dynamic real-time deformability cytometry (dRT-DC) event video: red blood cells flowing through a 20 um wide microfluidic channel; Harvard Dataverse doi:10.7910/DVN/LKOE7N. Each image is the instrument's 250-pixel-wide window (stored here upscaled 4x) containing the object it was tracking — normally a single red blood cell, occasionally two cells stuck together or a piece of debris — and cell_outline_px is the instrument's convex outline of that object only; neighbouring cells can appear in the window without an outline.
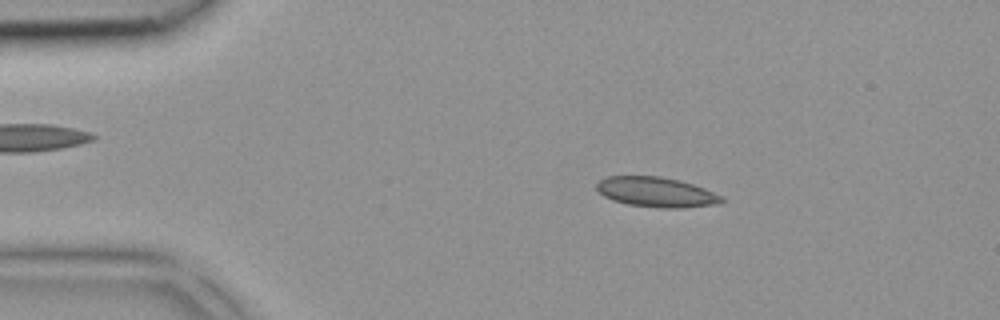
{"species": "common noctule bat (a hibernating species)", "species_latin": "Nyctalus noctula", "temperature_condition": "room temperature", "stored_images_in_passage": 40, "camera_frame_rate_fps": 3000, "um_per_image_px": 0.085, "animal": {"sex": "female", "body_mass_g": 18.4}, "frame": {"image": 1, "passage_image": 6, "time_ms": 1.667, "image_size_px": [1000, 320], "cell_outline_px": [[724, 200], [720, 204], [684, 208], [660, 208], [628, 204], [612, 200], [604, 196], [596, 188], [596, 184], [600, 180], [608, 176], [660, 176], [680, 180], [704, 188], [724, 196]], "centroid_in_image_um": [55.82, 16.33], "position_along_channel_um": 29.2, "area_um2": 21.96}}
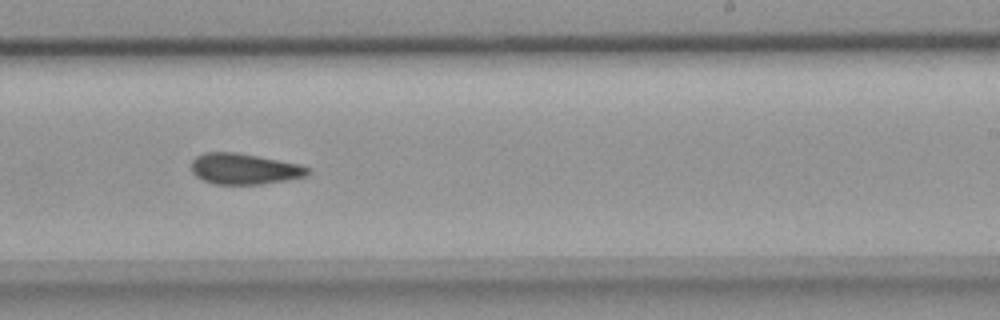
{"frame": {"image": 2, "passage_image": 24, "time_ms": 7.667, "image_size_px": [1000, 320], "cell_outline_px": [[308, 172], [304, 176], [284, 180], [260, 184], [216, 184], [204, 180], [196, 176], [192, 172], [192, 160], [196, 156], [204, 152], [236, 152], [300, 164], [308, 168]], "centroid_in_image_um": [20.71, 14.34], "position_along_channel_um": 268.3, "area_um2": 20.63}}
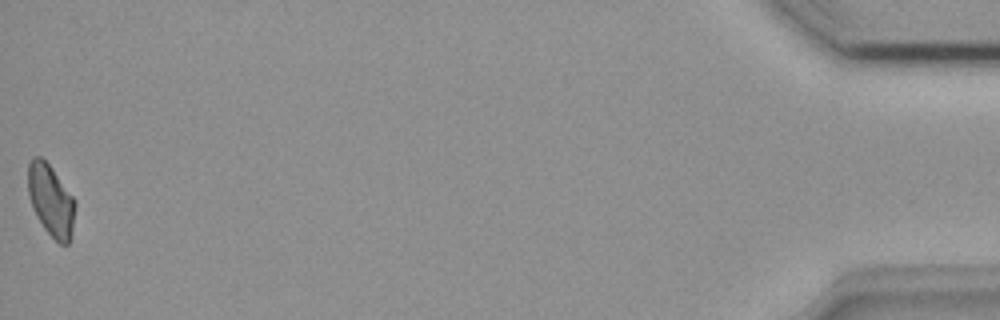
{"frame": {"image": 3, "passage_image": 40, "time_ms": 13.0, "image_size_px": [1000, 320], "cell_outline_px": [[76, 204], [72, 228], [68, 244], [60, 244], [44, 228], [36, 216], [28, 196], [28, 164], [36, 156], [40, 156], [52, 168], [72, 196]], "centroid_in_image_um": [4.31, 17.03], "position_along_channel_um": 430.9, "area_um2": 19.31}}